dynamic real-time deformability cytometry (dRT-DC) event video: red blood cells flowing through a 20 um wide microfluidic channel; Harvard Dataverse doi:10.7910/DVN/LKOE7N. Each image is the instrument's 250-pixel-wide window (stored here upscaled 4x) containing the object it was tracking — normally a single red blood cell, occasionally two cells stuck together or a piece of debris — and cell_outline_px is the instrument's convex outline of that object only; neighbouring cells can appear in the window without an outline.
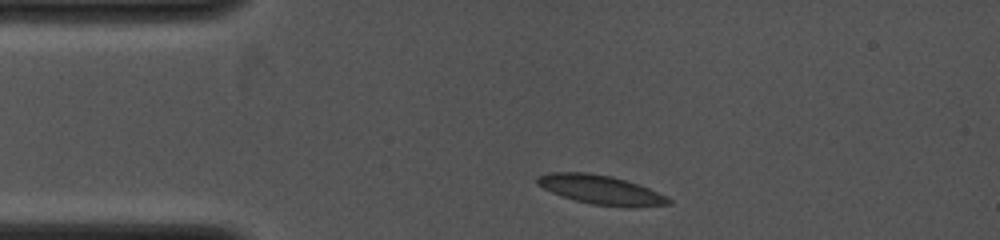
{"species": "common noctule bat (a hibernating species)", "species_latin": "Nyctalus noctula", "temperature_condition": "cold", "stored_images_in_passage": 14, "camera_frame_rate_fps": 4000, "um_per_image_px": 0.085, "animal": {"sex": "female", "body_mass_g": 19.0, "forearm_length_mm": 53.3}, "frame": {"image": 1, "passage_image": 1, "time_ms": 0.0, "image_size_px": [1000, 240], "cell_outline_px": [[672, 204], [628, 208], [592, 204], [576, 200], [552, 192], [536, 184], [536, 176], [552, 172], [588, 172], [612, 176], [640, 184], [668, 196], [672, 200]], "centroid_in_image_um": [51.13, 16.13], "position_along_channel_um": 33.9, "area_um2": 22.54}}
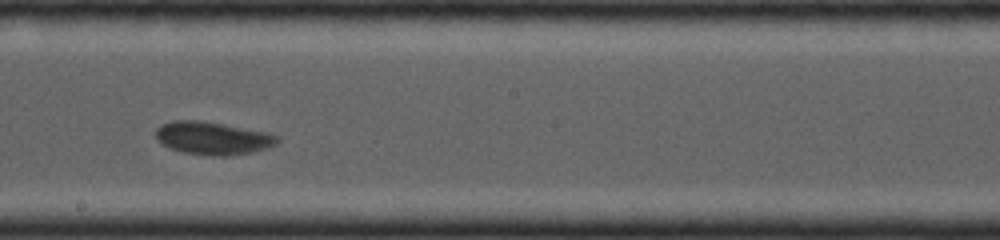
{"frame": {"image": 2, "passage_image": 7, "time_ms": 5.25, "image_size_px": [1000, 240], "cell_outline_px": [[280, 140], [276, 144], [268, 148], [252, 152], [228, 156], [212, 156], [184, 152], [172, 148], [156, 140], [156, 128], [160, 124], [172, 120], [200, 120], [224, 124], [264, 132], [280, 136]], "centroid_in_image_um": [18.08, 11.74], "position_along_channel_um": 230.1, "area_um2": 23.29}}
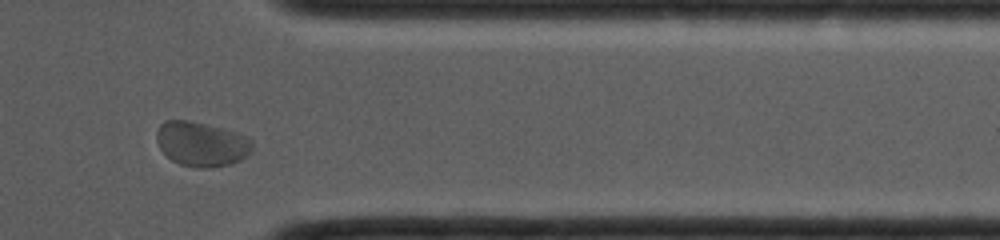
{"frame": {"image": 3, "passage_image": 12, "time_ms": 9.0, "image_size_px": [1000, 240], "cell_outline_px": [[252, 148], [240, 160], [228, 164], [212, 168], [196, 168], [180, 164], [172, 160], [160, 148], [156, 140], [156, 132], [160, 124], [164, 120], [188, 120], [224, 128], [236, 132], [252, 140]], "centroid_in_image_um": [17.09, 12.23], "position_along_channel_um": 394.3, "area_um2": 24.8}}